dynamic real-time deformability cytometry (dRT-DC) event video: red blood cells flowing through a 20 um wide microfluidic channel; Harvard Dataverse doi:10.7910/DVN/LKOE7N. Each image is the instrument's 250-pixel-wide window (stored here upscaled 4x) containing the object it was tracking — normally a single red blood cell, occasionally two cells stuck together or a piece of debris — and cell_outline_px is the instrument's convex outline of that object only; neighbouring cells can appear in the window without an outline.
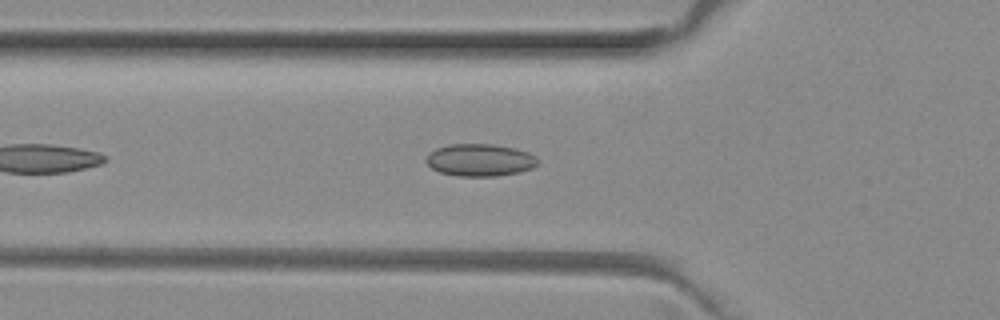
{"species": "common noctule bat (a hibernating species)", "species_latin": "Nyctalus noctula", "temperature_condition": "room temperature", "stored_images_in_passage": 41, "camera_frame_rate_fps": 3000, "um_per_image_px": 0.085, "animal": {"sex": "female", "body_mass_g": 29.2, "forearm_length_mm": 56.3}, "frame": {"image": 1, "passage_image": 7, "time_ms": 2.0, "image_size_px": [1000, 320], "cell_outline_px": [[540, 160], [532, 168], [520, 172], [496, 176], [456, 176], [440, 172], [432, 168], [424, 160], [436, 148], [448, 144], [492, 144], [516, 148], [528, 152], [536, 156]], "centroid_in_image_um": [40.82, 13.6], "position_along_channel_um": 85.0, "area_um2": 21.1}}
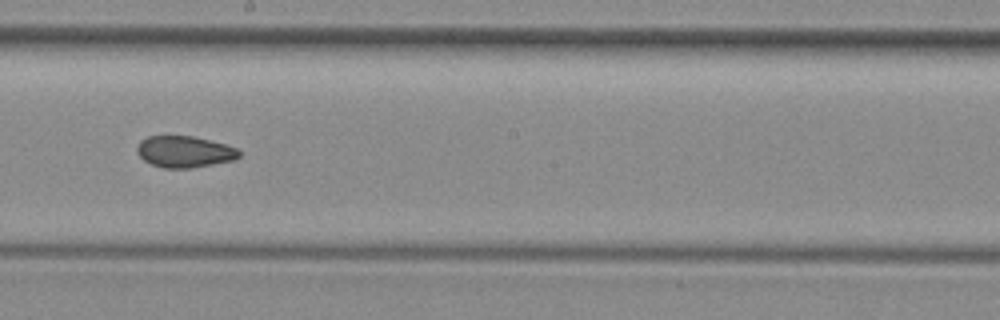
{"frame": {"image": 2, "passage_image": 18, "time_ms": 5.667, "image_size_px": [1000, 320], "cell_outline_px": [[240, 156], [232, 160], [192, 168], [164, 168], [152, 164], [144, 160], [136, 152], [136, 148], [140, 140], [148, 136], [192, 136], [224, 144], [236, 148], [240, 152]], "centroid_in_image_um": [15.64, 12.89], "position_along_channel_um": 232.6, "area_um2": 18.55}}
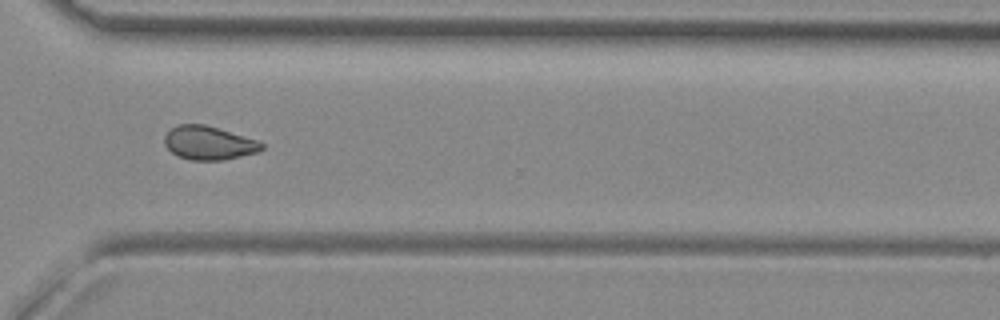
{"frame": {"image": 3, "passage_image": 27, "time_ms": 8.667, "image_size_px": [1000, 320], "cell_outline_px": [[264, 148], [260, 152], [224, 160], [192, 160], [180, 156], [172, 152], [164, 144], [164, 136], [176, 124], [204, 124], [260, 140], [264, 144]], "centroid_in_image_um": [17.8, 12.15], "position_along_channel_um": 352.8, "area_um2": 19.19}, "authors_computed_cell_mechanics": {"area_um2": 19.1896, "velocity_mm_per_s": 4.0101, "shape_relaxation_time_tau1_ms": null, "shape_relaxation_time_tau2_ms": 2.9784, "deformation_change_tau1": null, "deformation_change_tau2": 0.076}}